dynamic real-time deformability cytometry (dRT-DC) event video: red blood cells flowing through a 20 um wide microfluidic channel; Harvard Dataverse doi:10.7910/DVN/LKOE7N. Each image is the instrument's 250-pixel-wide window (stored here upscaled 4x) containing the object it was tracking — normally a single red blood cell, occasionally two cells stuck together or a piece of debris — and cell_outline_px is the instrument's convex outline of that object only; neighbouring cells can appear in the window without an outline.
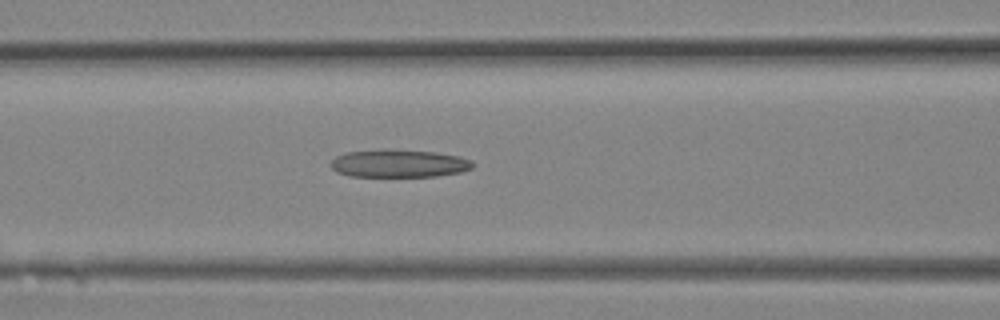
{"species": "Egyptian fruit bat (a non-hibernating species)", "species_latin": "Rousettus aegyptiacus", "temperature_condition": "room temperature", "stored_images_in_passage": 27, "camera_frame_rate_fps": 3000, "um_per_image_px": 0.085, "animal": {"sex": "female"}, "frame": {"image": 1, "passage_image": 11, "time_ms": 3.333, "image_size_px": [1000, 320], "cell_outline_px": [[476, 164], [472, 168], [460, 172], [436, 176], [348, 176], [336, 172], [332, 168], [332, 160], [336, 156], [344, 152], [436, 152], [460, 156], [472, 160]], "centroid_in_image_um": [33.97, 13.94], "position_along_channel_um": 132.6, "area_um2": 22.02}}
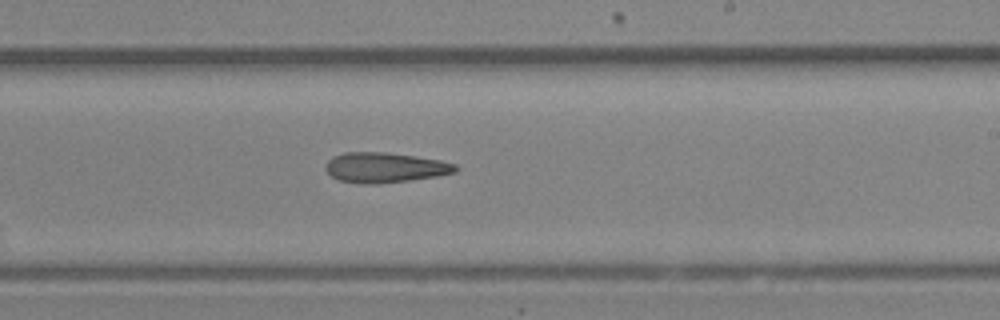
{"frame": {"image": 2, "passage_image": 16, "time_ms": 5.0, "image_size_px": [1000, 320], "cell_outline_px": [[460, 168], [456, 172], [436, 176], [408, 180], [372, 184], [368, 184], [340, 180], [332, 176], [324, 168], [324, 164], [332, 156], [344, 152], [384, 152], [416, 156], [440, 160], [456, 164]], "centroid_in_image_um": [32.71, 14.22], "position_along_channel_um": 256.3, "area_um2": 22.72}}
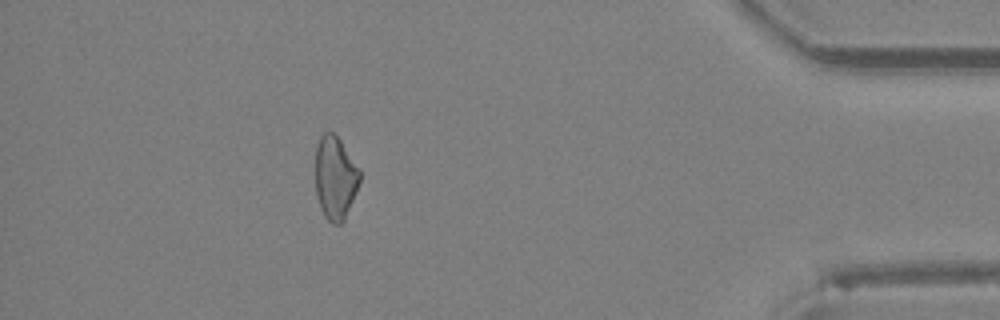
{"frame": {"image": 3, "passage_image": 24, "time_ms": 7.667, "image_size_px": [1000, 320], "cell_outline_px": [[360, 180], [356, 192], [344, 220], [340, 224], [332, 224], [324, 216], [320, 208], [316, 196], [316, 144], [320, 136], [324, 132], [332, 132], [340, 140], [360, 172]], "centroid_in_image_um": [28.47, 15.13], "position_along_channel_um": 406.7, "area_um2": 21.33}}